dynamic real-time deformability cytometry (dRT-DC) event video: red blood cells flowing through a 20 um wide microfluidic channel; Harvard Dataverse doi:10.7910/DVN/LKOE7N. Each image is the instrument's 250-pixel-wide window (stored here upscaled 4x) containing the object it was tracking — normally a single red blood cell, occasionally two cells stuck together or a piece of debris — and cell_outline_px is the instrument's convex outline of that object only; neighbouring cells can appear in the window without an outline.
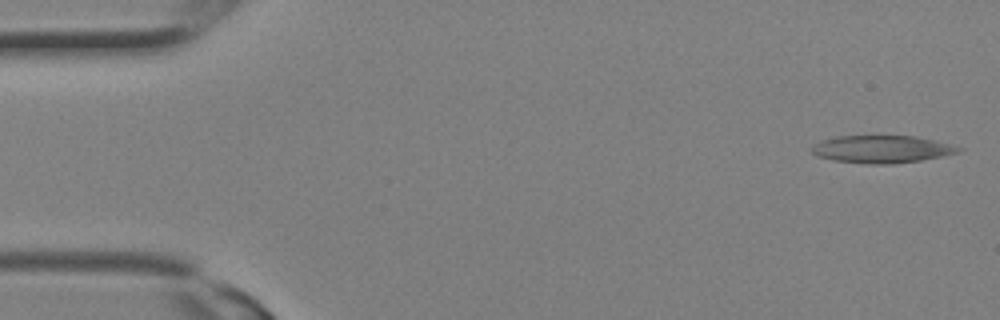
{"species": "Egyptian fruit bat (a non-hibernating species)", "species_latin": "Rousettus aegyptiacus", "temperature_condition": "room temperature", "stored_images_in_passage": 14, "camera_frame_rate_fps": 3000, "um_per_image_px": 0.085, "animal": {"sex": "female"}, "frame": {"image": 1, "passage_image": 1, "time_ms": 0.0, "image_size_px": [1000, 320], "cell_outline_px": [[964, 148], [960, 152], [920, 160], [892, 164], [868, 164], [832, 160], [816, 156], [812, 152], [812, 148], [816, 144], [824, 140], [836, 136], [912, 136], [932, 140]], "centroid_in_image_um": [74.93, 12.69], "position_along_channel_um": 10.1, "area_um2": 23.18}}
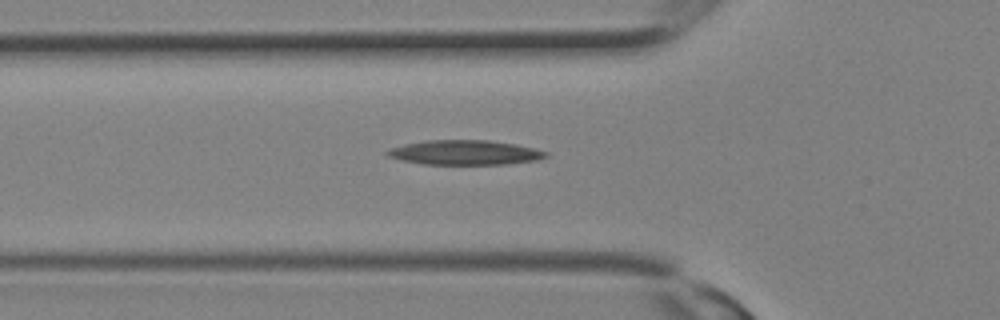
{"frame": {"image": 2, "passage_image": 10, "time_ms": 3.0, "image_size_px": [1000, 320], "cell_outline_px": [[548, 156], [536, 160], [508, 164], [424, 164], [400, 160], [388, 156], [384, 152], [392, 148], [404, 144], [424, 140], [488, 140], [516, 144], [548, 152]], "centroid_in_image_um": [39.5, 12.96], "position_along_channel_um": 86.3, "area_um2": 22.72}}
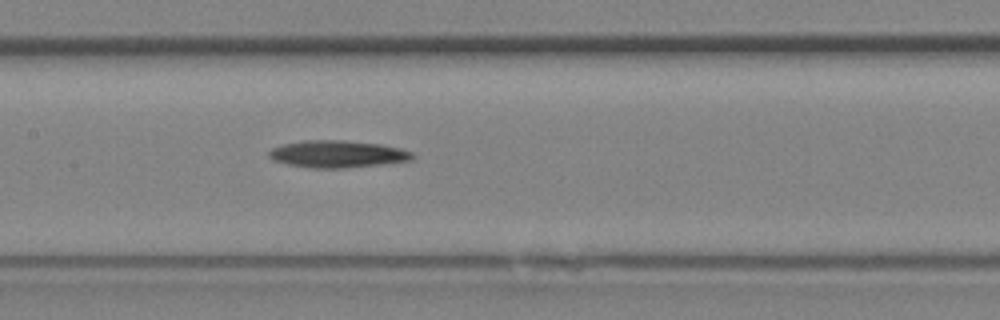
{"frame": {"image": 3, "passage_image": 14, "time_ms": 4.333, "image_size_px": [1000, 320], "cell_outline_px": [[416, 156], [412, 160], [384, 164], [344, 168], [308, 168], [288, 164], [272, 160], [268, 156], [268, 152], [272, 148], [284, 144], [304, 140], [344, 140], [380, 144], [400, 148], [412, 152]], "centroid_in_image_um": [28.69, 13.1], "position_along_channel_um": 178.7, "area_um2": 22.83}}